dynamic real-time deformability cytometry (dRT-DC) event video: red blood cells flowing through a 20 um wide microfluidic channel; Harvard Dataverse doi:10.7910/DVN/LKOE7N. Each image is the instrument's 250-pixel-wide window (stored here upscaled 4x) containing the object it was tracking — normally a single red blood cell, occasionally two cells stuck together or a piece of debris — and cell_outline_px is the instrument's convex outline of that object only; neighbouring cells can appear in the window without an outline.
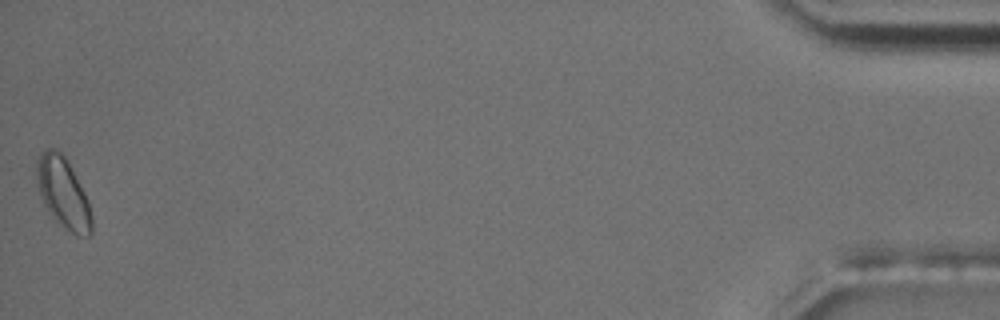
{"species": "common noctule bat (a hibernating species)", "species_latin": "Nyctalus noctula", "temperature_condition": "room temperature", "stored_images_in_passage": 55, "camera_frame_rate_fps": 3000, "um_per_image_px": 0.085, "animal": {"sex": "male", "body_mass_g": 17.5, "forearm_length_mm": 52.3}, "frame": {"image": 1, "passage_image": 55, "time_ms": 18.0, "image_size_px": [1000, 320], "cell_outline_px": [[92, 232], [88, 236], [76, 236], [56, 224], [44, 204], [40, 192], [36, 160], [40, 152], [48, 148], [56, 148], [64, 156], [84, 192], [88, 200], [92, 216]], "centroid_in_image_um": [5.38, 16.45], "position_along_channel_um": 429.8, "area_um2": 22.48}, "authors_computed_cell_mechanics": {"area_um2": 16.9932, "velocity_mm_per_s": 3.6596, "shape_relaxation_time_tau1_ms": 2.0582, "shape_relaxation_time_tau2_ms": 6.3235, "deformation_change_tau1": 0.0454, "deformation_change_tau2": 0.082}}